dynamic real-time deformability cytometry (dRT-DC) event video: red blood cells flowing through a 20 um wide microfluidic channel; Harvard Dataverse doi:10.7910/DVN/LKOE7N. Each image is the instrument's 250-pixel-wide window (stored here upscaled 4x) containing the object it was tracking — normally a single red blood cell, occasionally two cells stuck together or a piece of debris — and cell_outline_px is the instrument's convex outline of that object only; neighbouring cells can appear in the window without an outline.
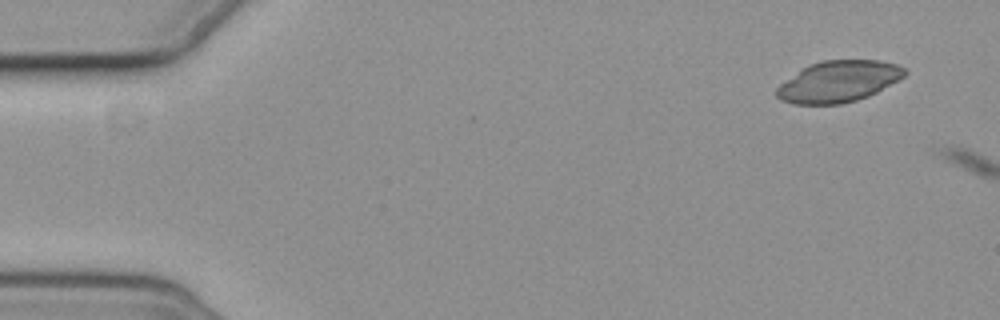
{"species": "common noctule bat (a hibernating species)", "species_latin": "Nyctalus noctula", "temperature_condition": "cold", "stored_images_in_passage": 2, "camera_frame_rate_fps": 3000, "um_per_image_px": 0.085, "animal": {"sex": "female", "body_mass_g": 19.3, "forearm_length_mm": 54.1}, "frame": {"image": 1, "passage_image": 2, "time_ms": 2.0, "image_size_px": [1000, 320], "cell_outline_px": [[908, 72], [904, 76], [876, 92], [868, 96], [856, 100], [840, 104], [792, 104], [780, 100], [776, 96], [776, 88], [780, 84], [808, 64], [820, 60], [880, 60], [896, 64], [904, 68]], "centroid_in_image_um": [71.24, 6.92], "position_along_channel_um": 13.8, "area_um2": 30.75}}